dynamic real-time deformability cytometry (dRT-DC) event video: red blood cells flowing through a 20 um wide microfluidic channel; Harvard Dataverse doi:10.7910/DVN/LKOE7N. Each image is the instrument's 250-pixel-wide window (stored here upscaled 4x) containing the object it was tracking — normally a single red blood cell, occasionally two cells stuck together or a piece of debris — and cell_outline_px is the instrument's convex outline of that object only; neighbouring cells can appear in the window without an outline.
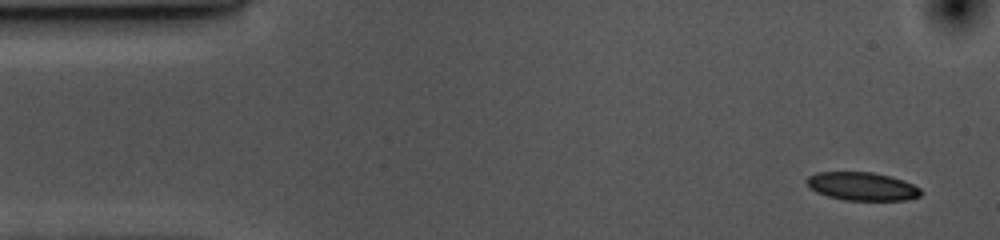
{"species": "common noctule bat (a hibernating species)", "species_latin": "Nyctalus noctula", "temperature_condition": "cold", "stored_images_in_passage": 53, "camera_frame_rate_fps": 3000, "um_per_image_px": 0.085, "animal": {"sex": "female", "body_mass_g": 10.0, "forearm_length_mm": 53.1}, "frame": {"image": 1, "passage_image": 1, "time_ms": 0.0, "image_size_px": [1000, 240], "cell_outline_px": [[920, 196], [904, 200], [844, 200], [828, 196], [816, 192], [804, 180], [808, 176], [816, 172], [872, 172], [892, 176], [904, 180], [920, 188]], "centroid_in_image_um": [73.27, 15.83], "position_along_channel_um": 11.7, "area_um2": 18.79}}
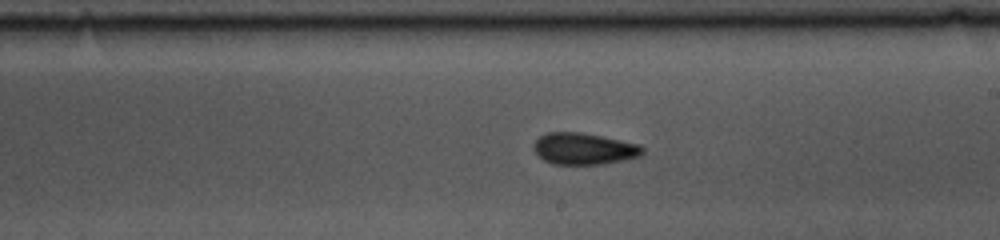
{"frame": {"image": 2, "passage_image": 28, "time_ms": 9.0, "image_size_px": [1000, 240], "cell_outline_px": [[644, 152], [640, 156], [600, 164], [552, 164], [544, 160], [532, 148], [532, 144], [544, 132], [580, 132], [604, 136], [640, 144], [644, 148]], "centroid_in_image_um": [49.62, 12.62], "position_along_channel_um": 239.4, "area_um2": 20.11}}
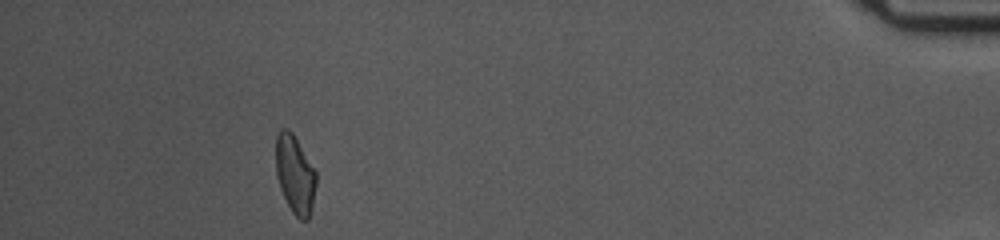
{"frame": {"image": 3, "passage_image": 48, "time_ms": 15.667, "image_size_px": [1000, 240], "cell_outline_px": [[316, 184], [312, 204], [308, 220], [300, 220], [292, 212], [280, 188], [276, 176], [276, 136], [280, 128], [288, 128], [292, 132], [316, 172]], "centroid_in_image_um": [25.06, 14.81], "position_along_channel_um": 410.1, "area_um2": 18.21}, "authors_computed_cell_mechanics": {"area_um2": 19.5942, "velocity_mm_per_s": 3.5547, "shape_relaxation_time_tau1_ms": null, "shape_relaxation_time_tau2_ms": 3.9217, "deformation_change_tau1": null, "deformation_change_tau2": 0.0908}}